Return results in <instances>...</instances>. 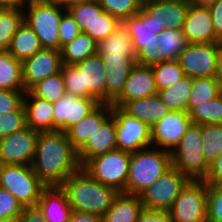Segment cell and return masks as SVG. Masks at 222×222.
Masks as SVG:
<instances>
[{
    "label": "cell",
    "instance_id": "7c38bea8",
    "mask_svg": "<svg viewBox=\"0 0 222 222\" xmlns=\"http://www.w3.org/2000/svg\"><path fill=\"white\" fill-rule=\"evenodd\" d=\"M222 43H189L178 61L184 75L191 78L217 77Z\"/></svg>",
    "mask_w": 222,
    "mask_h": 222
},
{
    "label": "cell",
    "instance_id": "cb8c5ba5",
    "mask_svg": "<svg viewBox=\"0 0 222 222\" xmlns=\"http://www.w3.org/2000/svg\"><path fill=\"white\" fill-rule=\"evenodd\" d=\"M121 109L129 116L154 126L171 111L157 94L126 102Z\"/></svg>",
    "mask_w": 222,
    "mask_h": 222
},
{
    "label": "cell",
    "instance_id": "ba28073f",
    "mask_svg": "<svg viewBox=\"0 0 222 222\" xmlns=\"http://www.w3.org/2000/svg\"><path fill=\"white\" fill-rule=\"evenodd\" d=\"M46 187L31 165H0V188L9 191L23 207L37 205Z\"/></svg>",
    "mask_w": 222,
    "mask_h": 222
},
{
    "label": "cell",
    "instance_id": "9c48e42d",
    "mask_svg": "<svg viewBox=\"0 0 222 222\" xmlns=\"http://www.w3.org/2000/svg\"><path fill=\"white\" fill-rule=\"evenodd\" d=\"M131 153L115 149L90 159L82 168L98 182L125 193Z\"/></svg>",
    "mask_w": 222,
    "mask_h": 222
},
{
    "label": "cell",
    "instance_id": "5b68a950",
    "mask_svg": "<svg viewBox=\"0 0 222 222\" xmlns=\"http://www.w3.org/2000/svg\"><path fill=\"white\" fill-rule=\"evenodd\" d=\"M172 166L170 151L148 147L131 153L125 193L139 195Z\"/></svg>",
    "mask_w": 222,
    "mask_h": 222
},
{
    "label": "cell",
    "instance_id": "e575fe53",
    "mask_svg": "<svg viewBox=\"0 0 222 222\" xmlns=\"http://www.w3.org/2000/svg\"><path fill=\"white\" fill-rule=\"evenodd\" d=\"M192 124H222V93L216 98L201 103L189 112Z\"/></svg>",
    "mask_w": 222,
    "mask_h": 222
},
{
    "label": "cell",
    "instance_id": "d6a6232c",
    "mask_svg": "<svg viewBox=\"0 0 222 222\" xmlns=\"http://www.w3.org/2000/svg\"><path fill=\"white\" fill-rule=\"evenodd\" d=\"M222 93L217 77L192 78V89L187 103V112L201 103L208 102Z\"/></svg>",
    "mask_w": 222,
    "mask_h": 222
},
{
    "label": "cell",
    "instance_id": "d4e9b609",
    "mask_svg": "<svg viewBox=\"0 0 222 222\" xmlns=\"http://www.w3.org/2000/svg\"><path fill=\"white\" fill-rule=\"evenodd\" d=\"M23 105L29 128L38 132L53 131V102L38 98L27 90Z\"/></svg>",
    "mask_w": 222,
    "mask_h": 222
},
{
    "label": "cell",
    "instance_id": "f546056e",
    "mask_svg": "<svg viewBox=\"0 0 222 222\" xmlns=\"http://www.w3.org/2000/svg\"><path fill=\"white\" fill-rule=\"evenodd\" d=\"M191 89L192 78L185 75L169 87L159 90L158 95L171 111L187 112Z\"/></svg>",
    "mask_w": 222,
    "mask_h": 222
},
{
    "label": "cell",
    "instance_id": "6f0895ef",
    "mask_svg": "<svg viewBox=\"0 0 222 222\" xmlns=\"http://www.w3.org/2000/svg\"><path fill=\"white\" fill-rule=\"evenodd\" d=\"M217 78H218V81L220 83V87H221V90H222V49H221V51L219 53V63H218Z\"/></svg>",
    "mask_w": 222,
    "mask_h": 222
},
{
    "label": "cell",
    "instance_id": "4fadbf2b",
    "mask_svg": "<svg viewBox=\"0 0 222 222\" xmlns=\"http://www.w3.org/2000/svg\"><path fill=\"white\" fill-rule=\"evenodd\" d=\"M111 115L116 121L117 149L134 153L152 147L151 127L129 116L120 107L112 106Z\"/></svg>",
    "mask_w": 222,
    "mask_h": 222
},
{
    "label": "cell",
    "instance_id": "d6986e66",
    "mask_svg": "<svg viewBox=\"0 0 222 222\" xmlns=\"http://www.w3.org/2000/svg\"><path fill=\"white\" fill-rule=\"evenodd\" d=\"M182 32L188 43H222L215 35L213 19L208 7L190 4Z\"/></svg>",
    "mask_w": 222,
    "mask_h": 222
},
{
    "label": "cell",
    "instance_id": "bcb514c9",
    "mask_svg": "<svg viewBox=\"0 0 222 222\" xmlns=\"http://www.w3.org/2000/svg\"><path fill=\"white\" fill-rule=\"evenodd\" d=\"M58 31L60 40V50L64 45L70 43L81 33L78 24L68 11H66L62 15Z\"/></svg>",
    "mask_w": 222,
    "mask_h": 222
},
{
    "label": "cell",
    "instance_id": "8fae6325",
    "mask_svg": "<svg viewBox=\"0 0 222 222\" xmlns=\"http://www.w3.org/2000/svg\"><path fill=\"white\" fill-rule=\"evenodd\" d=\"M207 194L203 180H190L169 210L172 221L207 222Z\"/></svg>",
    "mask_w": 222,
    "mask_h": 222
},
{
    "label": "cell",
    "instance_id": "9f6ffc18",
    "mask_svg": "<svg viewBox=\"0 0 222 222\" xmlns=\"http://www.w3.org/2000/svg\"><path fill=\"white\" fill-rule=\"evenodd\" d=\"M190 4L200 6V7H210L217 0H188Z\"/></svg>",
    "mask_w": 222,
    "mask_h": 222
},
{
    "label": "cell",
    "instance_id": "db71d44e",
    "mask_svg": "<svg viewBox=\"0 0 222 222\" xmlns=\"http://www.w3.org/2000/svg\"><path fill=\"white\" fill-rule=\"evenodd\" d=\"M26 0H0V9H13L22 7Z\"/></svg>",
    "mask_w": 222,
    "mask_h": 222
},
{
    "label": "cell",
    "instance_id": "44dd1931",
    "mask_svg": "<svg viewBox=\"0 0 222 222\" xmlns=\"http://www.w3.org/2000/svg\"><path fill=\"white\" fill-rule=\"evenodd\" d=\"M105 73L106 104H111L123 91L125 82L136 64V58L101 57Z\"/></svg>",
    "mask_w": 222,
    "mask_h": 222
},
{
    "label": "cell",
    "instance_id": "8992f818",
    "mask_svg": "<svg viewBox=\"0 0 222 222\" xmlns=\"http://www.w3.org/2000/svg\"><path fill=\"white\" fill-rule=\"evenodd\" d=\"M67 10L58 2L26 0L24 22L38 36L42 48L60 50L59 24Z\"/></svg>",
    "mask_w": 222,
    "mask_h": 222
},
{
    "label": "cell",
    "instance_id": "ab89813d",
    "mask_svg": "<svg viewBox=\"0 0 222 222\" xmlns=\"http://www.w3.org/2000/svg\"><path fill=\"white\" fill-rule=\"evenodd\" d=\"M67 11L74 18L81 32H84L103 12V9L98 0H93L72 6Z\"/></svg>",
    "mask_w": 222,
    "mask_h": 222
},
{
    "label": "cell",
    "instance_id": "8d00e7d4",
    "mask_svg": "<svg viewBox=\"0 0 222 222\" xmlns=\"http://www.w3.org/2000/svg\"><path fill=\"white\" fill-rule=\"evenodd\" d=\"M29 91L34 96L53 103L67 93L61 72L37 82Z\"/></svg>",
    "mask_w": 222,
    "mask_h": 222
},
{
    "label": "cell",
    "instance_id": "83f0119b",
    "mask_svg": "<svg viewBox=\"0 0 222 222\" xmlns=\"http://www.w3.org/2000/svg\"><path fill=\"white\" fill-rule=\"evenodd\" d=\"M41 49L42 46L38 36L25 22H23L14 33L11 45L7 51L16 60L22 62L25 59L34 56Z\"/></svg>",
    "mask_w": 222,
    "mask_h": 222
},
{
    "label": "cell",
    "instance_id": "7a4b0ae2",
    "mask_svg": "<svg viewBox=\"0 0 222 222\" xmlns=\"http://www.w3.org/2000/svg\"><path fill=\"white\" fill-rule=\"evenodd\" d=\"M121 24L133 42L136 63L152 66L160 63L157 35L167 29V23L160 17V0L141 4L136 15L125 18Z\"/></svg>",
    "mask_w": 222,
    "mask_h": 222
},
{
    "label": "cell",
    "instance_id": "681fc988",
    "mask_svg": "<svg viewBox=\"0 0 222 222\" xmlns=\"http://www.w3.org/2000/svg\"><path fill=\"white\" fill-rule=\"evenodd\" d=\"M207 185L222 184V153L209 165V170L203 180Z\"/></svg>",
    "mask_w": 222,
    "mask_h": 222
},
{
    "label": "cell",
    "instance_id": "9a60e30c",
    "mask_svg": "<svg viewBox=\"0 0 222 222\" xmlns=\"http://www.w3.org/2000/svg\"><path fill=\"white\" fill-rule=\"evenodd\" d=\"M191 125L188 112L170 111L163 119L151 127L152 147L172 151L181 142Z\"/></svg>",
    "mask_w": 222,
    "mask_h": 222
},
{
    "label": "cell",
    "instance_id": "4316f807",
    "mask_svg": "<svg viewBox=\"0 0 222 222\" xmlns=\"http://www.w3.org/2000/svg\"><path fill=\"white\" fill-rule=\"evenodd\" d=\"M97 54L101 57L136 58L133 42L122 24L107 38L97 43Z\"/></svg>",
    "mask_w": 222,
    "mask_h": 222
},
{
    "label": "cell",
    "instance_id": "ee69618b",
    "mask_svg": "<svg viewBox=\"0 0 222 222\" xmlns=\"http://www.w3.org/2000/svg\"><path fill=\"white\" fill-rule=\"evenodd\" d=\"M207 222H222V184L208 185Z\"/></svg>",
    "mask_w": 222,
    "mask_h": 222
},
{
    "label": "cell",
    "instance_id": "f5cc1de1",
    "mask_svg": "<svg viewBox=\"0 0 222 222\" xmlns=\"http://www.w3.org/2000/svg\"><path fill=\"white\" fill-rule=\"evenodd\" d=\"M69 222H103V218L96 214L72 210Z\"/></svg>",
    "mask_w": 222,
    "mask_h": 222
},
{
    "label": "cell",
    "instance_id": "52a82bcc",
    "mask_svg": "<svg viewBox=\"0 0 222 222\" xmlns=\"http://www.w3.org/2000/svg\"><path fill=\"white\" fill-rule=\"evenodd\" d=\"M201 125L192 124L187 128L181 142L171 153L172 166L185 174L190 180H204L209 165L203 154Z\"/></svg>",
    "mask_w": 222,
    "mask_h": 222
},
{
    "label": "cell",
    "instance_id": "277c9868",
    "mask_svg": "<svg viewBox=\"0 0 222 222\" xmlns=\"http://www.w3.org/2000/svg\"><path fill=\"white\" fill-rule=\"evenodd\" d=\"M103 61L97 53L74 65H62L61 74L66 92L75 97L93 98L106 104V83Z\"/></svg>",
    "mask_w": 222,
    "mask_h": 222
},
{
    "label": "cell",
    "instance_id": "603a6c76",
    "mask_svg": "<svg viewBox=\"0 0 222 222\" xmlns=\"http://www.w3.org/2000/svg\"><path fill=\"white\" fill-rule=\"evenodd\" d=\"M46 222H69L72 207L60 186L46 187L37 203Z\"/></svg>",
    "mask_w": 222,
    "mask_h": 222
},
{
    "label": "cell",
    "instance_id": "2e32d148",
    "mask_svg": "<svg viewBox=\"0 0 222 222\" xmlns=\"http://www.w3.org/2000/svg\"><path fill=\"white\" fill-rule=\"evenodd\" d=\"M61 50L42 48L34 56L22 61V78L25 90L37 82L61 72Z\"/></svg>",
    "mask_w": 222,
    "mask_h": 222
},
{
    "label": "cell",
    "instance_id": "f1b7e54d",
    "mask_svg": "<svg viewBox=\"0 0 222 222\" xmlns=\"http://www.w3.org/2000/svg\"><path fill=\"white\" fill-rule=\"evenodd\" d=\"M97 53V42L81 32L74 40L61 48L62 63L74 65Z\"/></svg>",
    "mask_w": 222,
    "mask_h": 222
},
{
    "label": "cell",
    "instance_id": "f907efd6",
    "mask_svg": "<svg viewBox=\"0 0 222 222\" xmlns=\"http://www.w3.org/2000/svg\"><path fill=\"white\" fill-rule=\"evenodd\" d=\"M208 9L213 19L215 35L222 42V0H217Z\"/></svg>",
    "mask_w": 222,
    "mask_h": 222
},
{
    "label": "cell",
    "instance_id": "1f68e13d",
    "mask_svg": "<svg viewBox=\"0 0 222 222\" xmlns=\"http://www.w3.org/2000/svg\"><path fill=\"white\" fill-rule=\"evenodd\" d=\"M160 53V63L168 60H178L179 55L189 44L182 30L165 29L157 35Z\"/></svg>",
    "mask_w": 222,
    "mask_h": 222
},
{
    "label": "cell",
    "instance_id": "ffe728a7",
    "mask_svg": "<svg viewBox=\"0 0 222 222\" xmlns=\"http://www.w3.org/2000/svg\"><path fill=\"white\" fill-rule=\"evenodd\" d=\"M117 149L116 121L110 115L77 151L81 167L90 159Z\"/></svg>",
    "mask_w": 222,
    "mask_h": 222
},
{
    "label": "cell",
    "instance_id": "836d02e7",
    "mask_svg": "<svg viewBox=\"0 0 222 222\" xmlns=\"http://www.w3.org/2000/svg\"><path fill=\"white\" fill-rule=\"evenodd\" d=\"M23 22V6L13 9H0V51L8 50L14 33Z\"/></svg>",
    "mask_w": 222,
    "mask_h": 222
},
{
    "label": "cell",
    "instance_id": "91938a15",
    "mask_svg": "<svg viewBox=\"0 0 222 222\" xmlns=\"http://www.w3.org/2000/svg\"><path fill=\"white\" fill-rule=\"evenodd\" d=\"M141 3H145V2H148V1H152V0H139Z\"/></svg>",
    "mask_w": 222,
    "mask_h": 222
},
{
    "label": "cell",
    "instance_id": "7bdbcfd3",
    "mask_svg": "<svg viewBox=\"0 0 222 222\" xmlns=\"http://www.w3.org/2000/svg\"><path fill=\"white\" fill-rule=\"evenodd\" d=\"M27 127L24 105L18 110L0 112V139Z\"/></svg>",
    "mask_w": 222,
    "mask_h": 222
},
{
    "label": "cell",
    "instance_id": "c3c4849f",
    "mask_svg": "<svg viewBox=\"0 0 222 222\" xmlns=\"http://www.w3.org/2000/svg\"><path fill=\"white\" fill-rule=\"evenodd\" d=\"M136 222H173L169 211L143 208Z\"/></svg>",
    "mask_w": 222,
    "mask_h": 222
},
{
    "label": "cell",
    "instance_id": "3957f363",
    "mask_svg": "<svg viewBox=\"0 0 222 222\" xmlns=\"http://www.w3.org/2000/svg\"><path fill=\"white\" fill-rule=\"evenodd\" d=\"M68 197L72 210L103 216L119 194L114 188L95 180L82 167L69 175L60 186Z\"/></svg>",
    "mask_w": 222,
    "mask_h": 222
},
{
    "label": "cell",
    "instance_id": "816d5d0a",
    "mask_svg": "<svg viewBox=\"0 0 222 222\" xmlns=\"http://www.w3.org/2000/svg\"><path fill=\"white\" fill-rule=\"evenodd\" d=\"M19 222H46L38 205L22 208Z\"/></svg>",
    "mask_w": 222,
    "mask_h": 222
},
{
    "label": "cell",
    "instance_id": "11a10c76",
    "mask_svg": "<svg viewBox=\"0 0 222 222\" xmlns=\"http://www.w3.org/2000/svg\"><path fill=\"white\" fill-rule=\"evenodd\" d=\"M89 1H93V0H60L58 3L60 5H62L66 10L72 6L81 4V3H85V2H89Z\"/></svg>",
    "mask_w": 222,
    "mask_h": 222
},
{
    "label": "cell",
    "instance_id": "680465c9",
    "mask_svg": "<svg viewBox=\"0 0 222 222\" xmlns=\"http://www.w3.org/2000/svg\"><path fill=\"white\" fill-rule=\"evenodd\" d=\"M0 222H19V219H2Z\"/></svg>",
    "mask_w": 222,
    "mask_h": 222
},
{
    "label": "cell",
    "instance_id": "f6af8a7d",
    "mask_svg": "<svg viewBox=\"0 0 222 222\" xmlns=\"http://www.w3.org/2000/svg\"><path fill=\"white\" fill-rule=\"evenodd\" d=\"M23 206L7 190L0 188V220L19 219Z\"/></svg>",
    "mask_w": 222,
    "mask_h": 222
},
{
    "label": "cell",
    "instance_id": "b9f144b4",
    "mask_svg": "<svg viewBox=\"0 0 222 222\" xmlns=\"http://www.w3.org/2000/svg\"><path fill=\"white\" fill-rule=\"evenodd\" d=\"M103 11L117 17L120 21L136 15L141 9L139 0H98Z\"/></svg>",
    "mask_w": 222,
    "mask_h": 222
},
{
    "label": "cell",
    "instance_id": "7402d4cb",
    "mask_svg": "<svg viewBox=\"0 0 222 222\" xmlns=\"http://www.w3.org/2000/svg\"><path fill=\"white\" fill-rule=\"evenodd\" d=\"M111 112V104H99L81 121L73 124L65 131L70 143L77 151L87 142L89 137H92L101 124L111 115Z\"/></svg>",
    "mask_w": 222,
    "mask_h": 222
},
{
    "label": "cell",
    "instance_id": "6da1fadb",
    "mask_svg": "<svg viewBox=\"0 0 222 222\" xmlns=\"http://www.w3.org/2000/svg\"><path fill=\"white\" fill-rule=\"evenodd\" d=\"M32 168L47 186H61L80 168L77 150L61 130L39 132Z\"/></svg>",
    "mask_w": 222,
    "mask_h": 222
},
{
    "label": "cell",
    "instance_id": "94428289",
    "mask_svg": "<svg viewBox=\"0 0 222 222\" xmlns=\"http://www.w3.org/2000/svg\"><path fill=\"white\" fill-rule=\"evenodd\" d=\"M45 1H49V2H59L60 0H45Z\"/></svg>",
    "mask_w": 222,
    "mask_h": 222
},
{
    "label": "cell",
    "instance_id": "d590c367",
    "mask_svg": "<svg viewBox=\"0 0 222 222\" xmlns=\"http://www.w3.org/2000/svg\"><path fill=\"white\" fill-rule=\"evenodd\" d=\"M189 6L188 0H160V17L167 29L182 30Z\"/></svg>",
    "mask_w": 222,
    "mask_h": 222
},
{
    "label": "cell",
    "instance_id": "30bf717a",
    "mask_svg": "<svg viewBox=\"0 0 222 222\" xmlns=\"http://www.w3.org/2000/svg\"><path fill=\"white\" fill-rule=\"evenodd\" d=\"M189 181L190 179L185 174L171 166L155 183L139 194L143 208L169 211Z\"/></svg>",
    "mask_w": 222,
    "mask_h": 222
},
{
    "label": "cell",
    "instance_id": "4dcf8cb0",
    "mask_svg": "<svg viewBox=\"0 0 222 222\" xmlns=\"http://www.w3.org/2000/svg\"><path fill=\"white\" fill-rule=\"evenodd\" d=\"M0 89L25 90L22 78V62L8 51H0Z\"/></svg>",
    "mask_w": 222,
    "mask_h": 222
},
{
    "label": "cell",
    "instance_id": "5bb4252c",
    "mask_svg": "<svg viewBox=\"0 0 222 222\" xmlns=\"http://www.w3.org/2000/svg\"><path fill=\"white\" fill-rule=\"evenodd\" d=\"M39 132L28 126L0 139V165H32Z\"/></svg>",
    "mask_w": 222,
    "mask_h": 222
},
{
    "label": "cell",
    "instance_id": "ac0fdd59",
    "mask_svg": "<svg viewBox=\"0 0 222 222\" xmlns=\"http://www.w3.org/2000/svg\"><path fill=\"white\" fill-rule=\"evenodd\" d=\"M158 93L151 66L135 64L121 94L111 103L122 107L126 102L145 98Z\"/></svg>",
    "mask_w": 222,
    "mask_h": 222
},
{
    "label": "cell",
    "instance_id": "60d3db41",
    "mask_svg": "<svg viewBox=\"0 0 222 222\" xmlns=\"http://www.w3.org/2000/svg\"><path fill=\"white\" fill-rule=\"evenodd\" d=\"M120 24L121 21L117 17L103 11L98 17H96L94 22L84 31V33L98 43L100 40H104L113 33Z\"/></svg>",
    "mask_w": 222,
    "mask_h": 222
},
{
    "label": "cell",
    "instance_id": "e0dca14e",
    "mask_svg": "<svg viewBox=\"0 0 222 222\" xmlns=\"http://www.w3.org/2000/svg\"><path fill=\"white\" fill-rule=\"evenodd\" d=\"M99 103L93 98L75 97L68 93L53 103V131H66L70 126L81 121Z\"/></svg>",
    "mask_w": 222,
    "mask_h": 222
},
{
    "label": "cell",
    "instance_id": "484cf974",
    "mask_svg": "<svg viewBox=\"0 0 222 222\" xmlns=\"http://www.w3.org/2000/svg\"><path fill=\"white\" fill-rule=\"evenodd\" d=\"M142 209L139 195L119 193L102 216L103 222H136Z\"/></svg>",
    "mask_w": 222,
    "mask_h": 222
},
{
    "label": "cell",
    "instance_id": "7dc6e473",
    "mask_svg": "<svg viewBox=\"0 0 222 222\" xmlns=\"http://www.w3.org/2000/svg\"><path fill=\"white\" fill-rule=\"evenodd\" d=\"M26 90H1L0 89V112L18 110L23 105Z\"/></svg>",
    "mask_w": 222,
    "mask_h": 222
},
{
    "label": "cell",
    "instance_id": "74e56055",
    "mask_svg": "<svg viewBox=\"0 0 222 222\" xmlns=\"http://www.w3.org/2000/svg\"><path fill=\"white\" fill-rule=\"evenodd\" d=\"M203 154L210 165L222 153V124L201 125Z\"/></svg>",
    "mask_w": 222,
    "mask_h": 222
},
{
    "label": "cell",
    "instance_id": "f35d334b",
    "mask_svg": "<svg viewBox=\"0 0 222 222\" xmlns=\"http://www.w3.org/2000/svg\"><path fill=\"white\" fill-rule=\"evenodd\" d=\"M158 91L184 77L178 60H168L151 66Z\"/></svg>",
    "mask_w": 222,
    "mask_h": 222
}]
</instances>
